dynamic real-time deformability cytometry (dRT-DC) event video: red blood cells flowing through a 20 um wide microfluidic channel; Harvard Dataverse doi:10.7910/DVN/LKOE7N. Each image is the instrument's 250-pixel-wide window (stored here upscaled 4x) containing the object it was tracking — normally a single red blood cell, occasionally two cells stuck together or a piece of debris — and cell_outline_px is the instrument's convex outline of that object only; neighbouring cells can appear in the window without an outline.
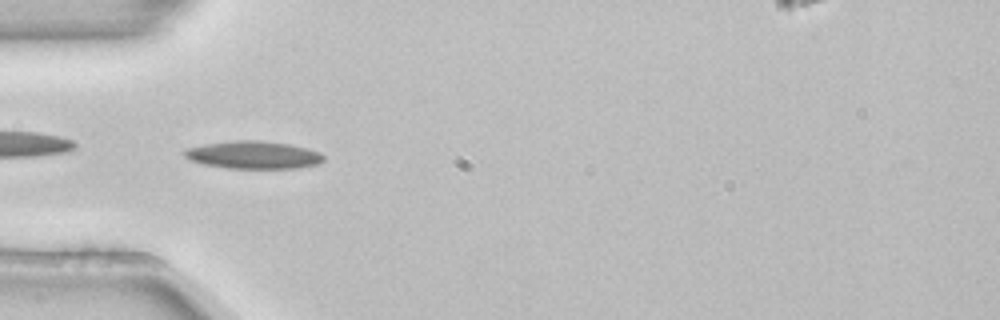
{"species": "common noctule bat (a hibernating species)", "species_latin": "Nyctalus noctula", "temperature_condition": "room temperature", "stored_images_in_passage": 39, "camera_frame_rate_fps": 3000, "um_per_image_px": 0.085, "animal": {"sex": "female", "body_mass_g": 22.7, "forearm_length_mm": 54.2}, "frame": {"image": 1, "passage_image": 1, "time_ms": 0.0, "image_size_px": [1000, 320], "cell_outline_px": [[324, 160], [320, 164], [296, 168], [228, 168], [204, 164], [192, 160], [184, 156], [184, 148], [204, 144], [236, 140], [256, 140], [288, 144], [308, 148], [320, 152], [324, 156]], "centroid_in_image_um": [21.56, 13.16], "position_along_channel_um": 63.4, "area_um2": 22.43}}
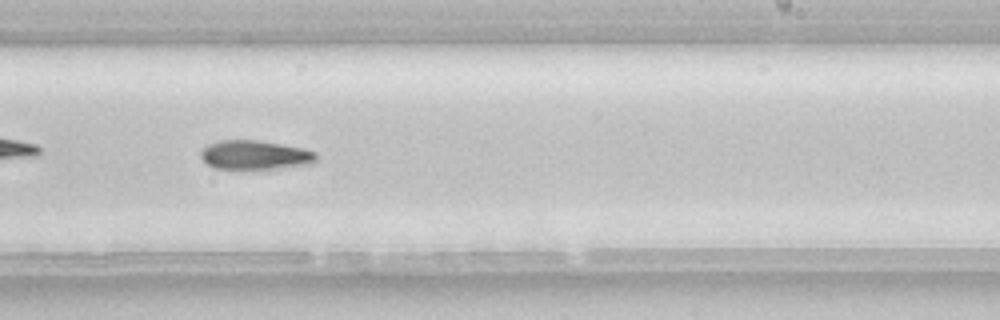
{"frame": {"image": 2, "passage_image": 17, "time_ms": 5.333, "image_size_px": [1000, 320], "cell_outline_px": [[316, 164], [276, 168], [216, 168], [208, 164], [200, 156], [200, 152], [208, 144], [220, 140], [256, 140], [304, 148], [316, 152]], "centroid_in_image_um": [21.72, 13.16], "position_along_channel_um": 267.3, "area_um2": 19.42}}